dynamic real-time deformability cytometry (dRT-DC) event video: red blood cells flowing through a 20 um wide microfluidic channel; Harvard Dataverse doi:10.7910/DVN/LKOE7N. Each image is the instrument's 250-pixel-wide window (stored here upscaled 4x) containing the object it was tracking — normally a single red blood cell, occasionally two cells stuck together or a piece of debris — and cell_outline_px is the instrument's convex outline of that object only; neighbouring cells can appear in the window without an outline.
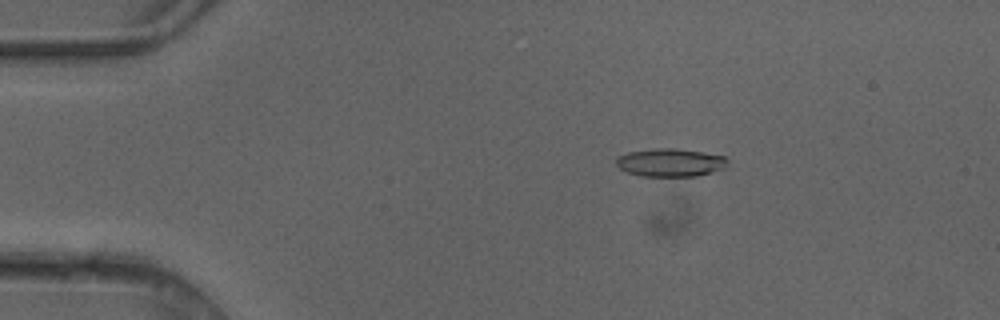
{"species": "common noctule bat (a hibernating species)", "species_latin": "Nyctalus noctula", "temperature_condition": "cold", "stored_images_in_passage": 6, "camera_frame_rate_fps": 3000, "um_per_image_px": 0.085, "animal": {"sex": "female"}, "frame": {"image": 1, "passage_image": 2, "time_ms": 0.333, "image_size_px": [1000, 320], "cell_outline_px": [[728, 164], [724, 168], [696, 176], [640, 176], [628, 172], [620, 168], [616, 164], [616, 160], [620, 156], [628, 152], [656, 148], [676, 148], [724, 156], [728, 160]], "centroid_in_image_um": [56.98, 13.81], "position_along_channel_um": 28.0, "area_um2": 18.03}}
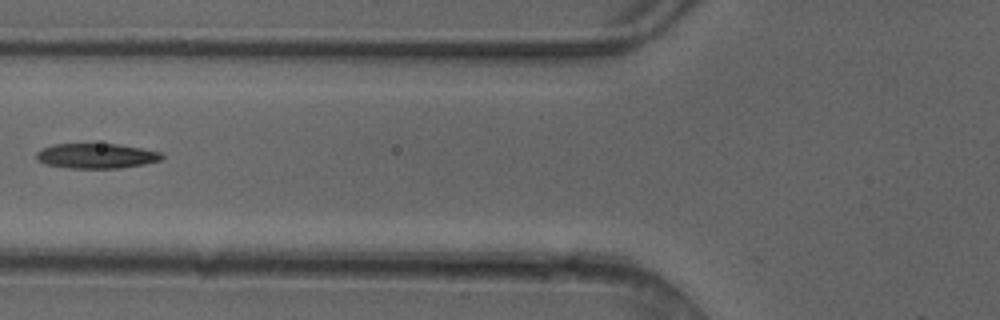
{"frame": {"image": 2, "passage_image": 5, "time_ms": 1.333, "image_size_px": [1000, 320], "cell_outline_px": [[164, 156], [160, 160], [144, 164], [120, 168], [68, 168], [44, 164], [36, 156], [36, 152], [40, 148], [56, 144], [116, 144], [140, 148], [160, 152]], "centroid_in_image_um": [8.16, 13.25], "position_along_channel_um": 117.6, "area_um2": 18.15}}
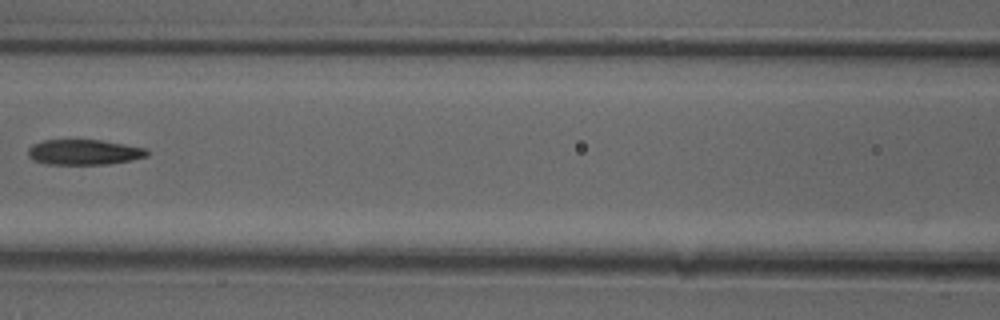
{"frame": {"image": 3, "passage_image": 6, "time_ms": 1.667, "image_size_px": [1000, 320], "cell_outline_px": [[148, 156], [132, 160], [108, 164], [44, 164], [32, 160], [28, 156], [28, 148], [32, 144], [44, 140], [100, 140], [124, 144], [144, 148], [148, 152]], "centroid_in_image_um": [7.1, 12.94], "position_along_channel_um": 159.5, "area_um2": 17.57}}